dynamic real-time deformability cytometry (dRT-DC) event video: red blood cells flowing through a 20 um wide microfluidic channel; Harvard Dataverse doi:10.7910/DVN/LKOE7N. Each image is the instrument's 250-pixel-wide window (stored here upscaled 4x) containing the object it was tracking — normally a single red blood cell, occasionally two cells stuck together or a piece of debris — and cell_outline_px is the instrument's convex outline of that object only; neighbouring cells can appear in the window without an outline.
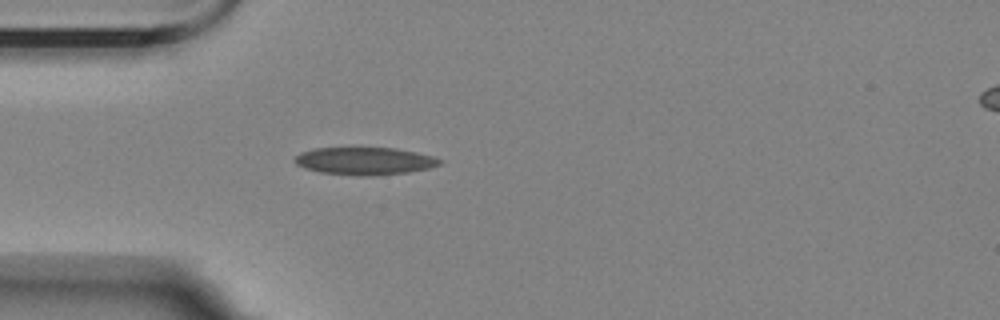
{"species": "Egyptian fruit bat (a non-hibernating species)", "species_latin": "Rousettus aegyptiacus", "temperature_condition": "room temperature", "stored_images_in_passage": 5, "camera_frame_rate_fps": 3000, "um_per_image_px": 0.085, "animal": {"sex": "female"}, "frame": {"image": 1, "passage_image": 5, "time_ms": 4.667, "image_size_px": [1000, 320], "cell_outline_px": [[444, 160], [440, 164], [428, 168], [408, 172], [372, 176], [356, 176], [320, 172], [304, 168], [296, 164], [292, 160], [300, 152], [312, 148], [396, 148], [416, 152], [432, 156]], "centroid_in_image_um": [30.97, 13.69], "position_along_channel_um": 54.0, "area_um2": 23.41}}